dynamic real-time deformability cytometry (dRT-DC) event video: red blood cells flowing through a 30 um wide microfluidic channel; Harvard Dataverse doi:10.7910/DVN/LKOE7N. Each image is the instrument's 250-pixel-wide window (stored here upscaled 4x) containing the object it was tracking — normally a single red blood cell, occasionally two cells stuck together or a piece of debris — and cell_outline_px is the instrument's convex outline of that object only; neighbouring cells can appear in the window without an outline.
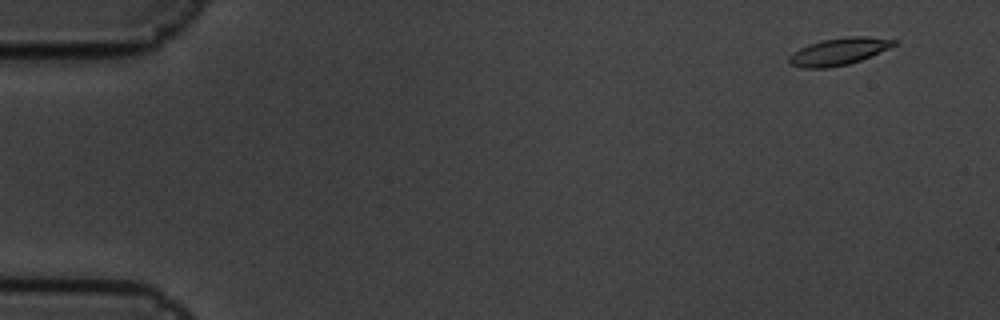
{"species": "common noctule bat (a hibernating species)", "species_latin": "Nyctalus noctula", "temperature_condition": "cold", "stored_images_in_passage": 5, "camera_frame_rate_fps": 3000, "um_per_image_px": 0.085, "animal": {"sex": "male", "body_mass_g": 19.5, "forearm_length_mm": 54.6}, "frame": {"image": 1, "passage_image": 1, "time_ms": 0.0, "image_size_px": [1000, 320], "cell_outline_px": [[900, 40], [896, 44], [888, 48], [860, 60], [848, 64], [828, 68], [800, 68], [788, 64], [788, 56], [792, 52], [808, 44], [820, 40], [848, 36], [868, 36]], "centroid_in_image_um": [71.25, 4.37], "position_along_channel_um": 13.8, "area_um2": 16.76}}
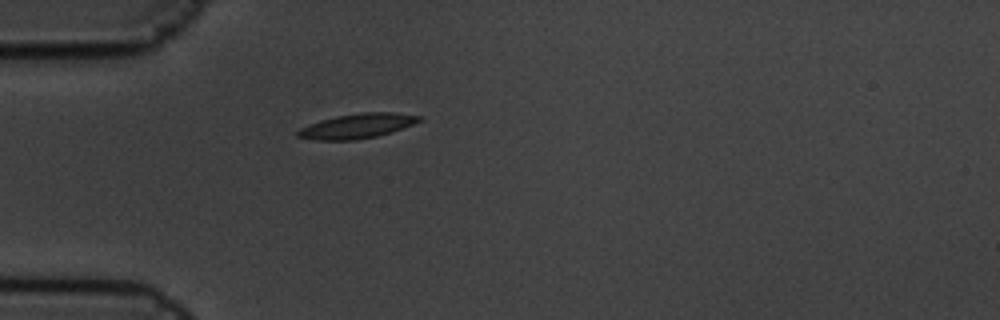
{"frame": {"image": 2, "passage_image": 5, "time_ms": 1.333, "image_size_px": [1000, 320], "cell_outline_px": [[424, 120], [392, 132], [376, 136], [356, 140], [316, 140], [296, 136], [296, 132], [300, 128], [308, 124], [320, 120], [336, 116], [360, 112], [396, 112], [424, 116]], "centroid_in_image_um": [30.4, 10.7], "position_along_channel_um": 54.6, "area_um2": 17.74}}